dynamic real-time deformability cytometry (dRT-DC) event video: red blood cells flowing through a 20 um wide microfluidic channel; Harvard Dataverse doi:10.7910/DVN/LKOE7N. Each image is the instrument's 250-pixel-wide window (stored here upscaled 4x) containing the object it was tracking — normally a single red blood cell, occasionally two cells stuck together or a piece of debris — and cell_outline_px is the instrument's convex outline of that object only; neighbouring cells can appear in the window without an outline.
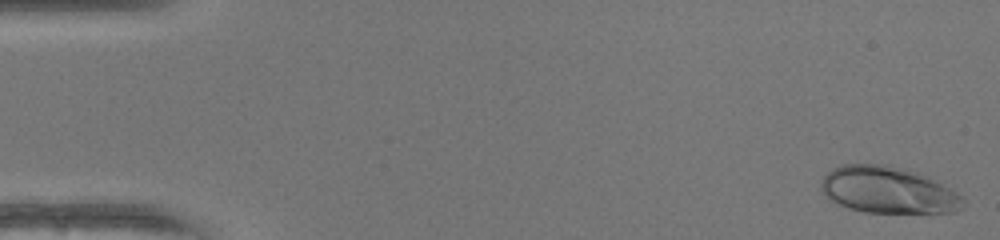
{"species": "human", "species_latin": "Homo sapiens", "temperature_condition": "warm", "stored_images_in_passage": 49, "camera_frame_rate_fps": 3000, "um_per_image_px": 0.085, "donor": {"sex": "female"}, "frame": {"image": 1, "passage_image": 1, "time_ms": 0.0, "image_size_px": [1000, 240], "cell_outline_px": [[964, 208], [956, 212], [864, 212], [848, 208], [832, 200], [820, 188], [820, 184], [824, 176], [832, 168], [844, 164], [888, 164], [908, 168], [920, 172], [956, 192], [964, 200]], "centroid_in_image_um": [75.5, 16.13], "position_along_channel_um": 9.5, "area_um2": 38.67}}
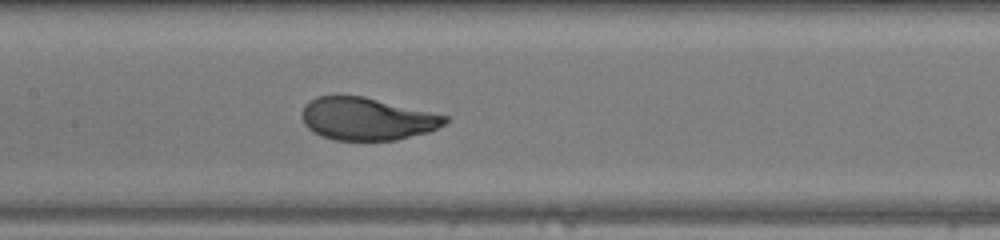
{"frame": {"image": 2, "passage_image": 24, "time_ms": 7.667, "image_size_px": [1000, 240], "cell_outline_px": [[448, 120], [444, 124], [428, 132], [396, 140], [336, 140], [324, 136], [308, 128], [304, 124], [304, 104], [316, 96], [364, 96], [448, 116]], "centroid_in_image_um": [31.21, 10.1], "position_along_channel_um": 176.2, "area_um2": 35.03}}
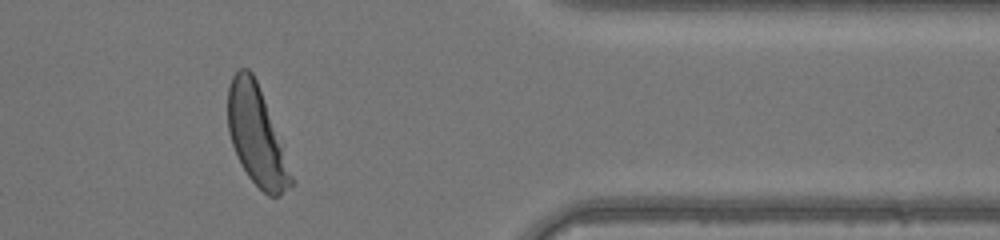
{"frame": {"image": 3, "passage_image": 41, "time_ms": 13.333, "image_size_px": [1000, 240], "cell_outline_px": [[296, 184], [280, 196], [268, 196], [248, 176], [240, 164], [232, 144], [228, 132], [228, 88], [232, 76], [240, 68], [248, 68], [252, 72], [256, 80], [284, 144]], "centroid_in_image_um": [21.86, 11.58], "position_along_channel_um": 389.5, "area_um2": 36.99}, "authors_computed_cell_mechanics": {"area_um2": 36.5296, "velocity_mm_per_s": 4.1505, "shape_relaxation_time_tau1_ms": 2.3552, "shape_relaxation_time_tau2_ms": null, "deformation_change_tau1": 0.1706, "deformation_change_tau2": null}}